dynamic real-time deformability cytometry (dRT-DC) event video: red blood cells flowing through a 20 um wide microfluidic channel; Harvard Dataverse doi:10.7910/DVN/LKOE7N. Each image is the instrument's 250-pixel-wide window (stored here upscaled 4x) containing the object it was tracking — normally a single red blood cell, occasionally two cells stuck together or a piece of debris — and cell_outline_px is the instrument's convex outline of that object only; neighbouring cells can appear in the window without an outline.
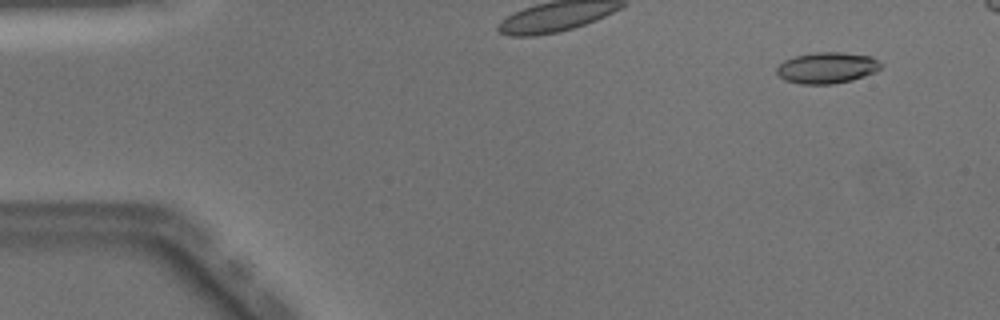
{"species": "Egyptian fruit bat (a non-hibernating species)", "species_latin": "Rousettus aegyptiacus", "temperature_condition": "warm", "stored_images_in_passage": 46, "camera_frame_rate_fps": 3000, "um_per_image_px": 0.085, "animal": {"sex": "male"}, "frame": {"image": 1, "passage_image": 4, "time_ms": 1.0, "image_size_px": [1000, 320], "cell_outline_px": [[880, 68], [876, 72], [852, 80], [832, 84], [800, 84], [784, 80], [776, 72], [776, 68], [784, 60], [796, 56], [816, 52], [844, 52], [872, 56], [880, 64]], "centroid_in_image_um": [70.28, 5.76], "position_along_channel_um": 14.7, "area_um2": 18.9}}
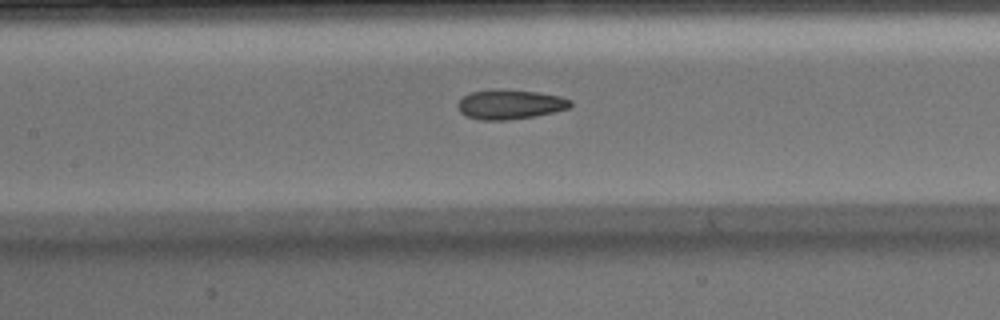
{"frame": {"image": 2, "passage_image": 23, "time_ms": 7.333, "image_size_px": [1000, 320], "cell_outline_px": [[572, 104], [568, 108], [552, 112], [532, 116], [508, 120], [480, 120], [464, 116], [460, 112], [456, 104], [464, 96], [472, 92], [492, 88], [500, 88], [540, 92], [560, 96], [572, 100]], "centroid_in_image_um": [43.31, 8.85], "position_along_channel_um": 164.1, "area_um2": 19.65}}
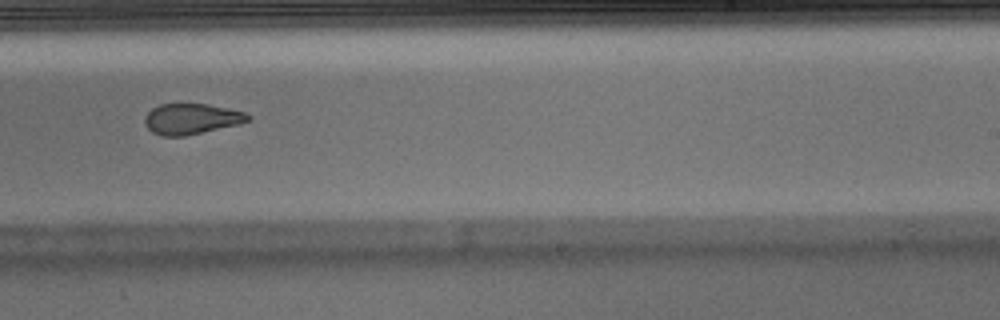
{"frame": {"image": 3, "passage_image": 31, "time_ms": 10.0, "image_size_px": [1000, 320], "cell_outline_px": [[252, 120], [236, 124], [184, 136], [164, 136], [152, 132], [148, 128], [144, 120], [144, 116], [152, 108], [160, 104], [176, 100], [204, 104], [228, 108], [244, 112], [252, 116]], "centroid_in_image_um": [16.22, 10.05], "position_along_channel_um": 272.8, "area_um2": 18.84}}